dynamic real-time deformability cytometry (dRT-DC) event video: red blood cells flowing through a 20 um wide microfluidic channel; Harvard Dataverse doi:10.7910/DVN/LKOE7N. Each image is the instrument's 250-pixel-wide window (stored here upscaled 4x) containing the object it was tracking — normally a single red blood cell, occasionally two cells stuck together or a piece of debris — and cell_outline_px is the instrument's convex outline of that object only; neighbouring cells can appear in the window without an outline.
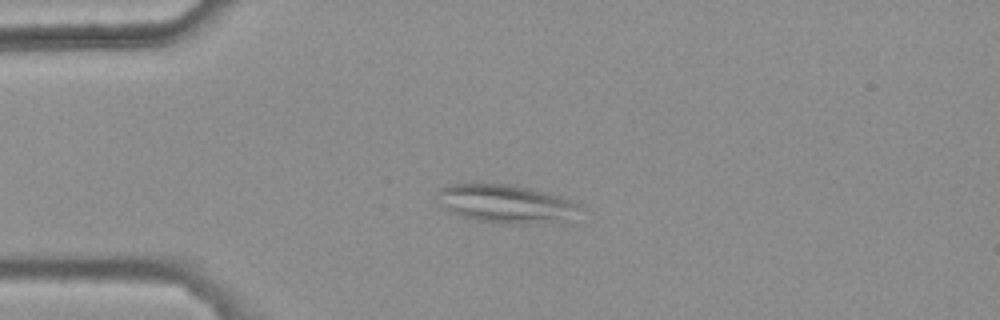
{"species": "common noctule bat (a hibernating species)", "species_latin": "Nyctalus noctula", "temperature_condition": "warm", "stored_images_in_passage": 34, "camera_frame_rate_fps": 3000, "um_per_image_px": 0.085, "animal": {"sex": "female", "body_mass_g": 25.1}, "frame": {"image": 1, "passage_image": 2, "time_ms": 0.333, "image_size_px": [1000, 320], "cell_outline_px": [[584, 208], [564, 224], [508, 224], [476, 220], [452, 212], [440, 204], [436, 200], [436, 192], [440, 188], [452, 184], [508, 184], [528, 188], [544, 192], [572, 200], [580, 204]], "centroid_in_image_um": [43.09, 17.35], "position_along_channel_um": 41.9, "area_um2": 32.31}}
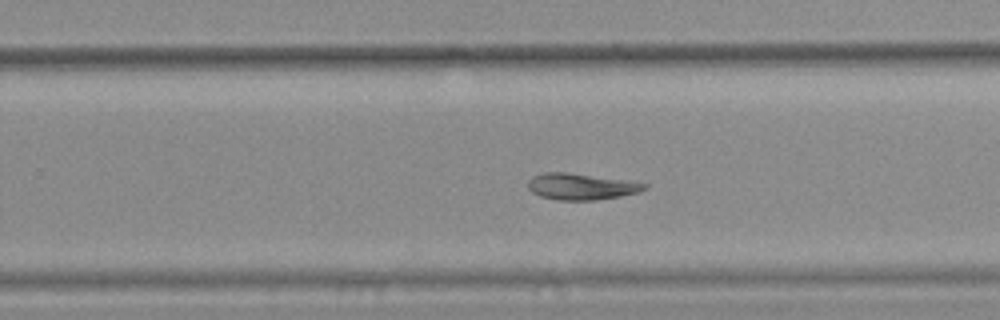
{"frame": {"image": 2, "passage_image": 23, "time_ms": 7.333, "image_size_px": [1000, 320], "cell_outline_px": [[648, 188], [640, 192], [620, 196], [596, 200], [556, 200], [540, 196], [532, 192], [528, 188], [528, 180], [532, 176], [544, 172], [564, 172], [648, 184]], "centroid_in_image_um": [49.35, 15.87], "position_along_channel_um": 280.5, "area_um2": 17.63}}
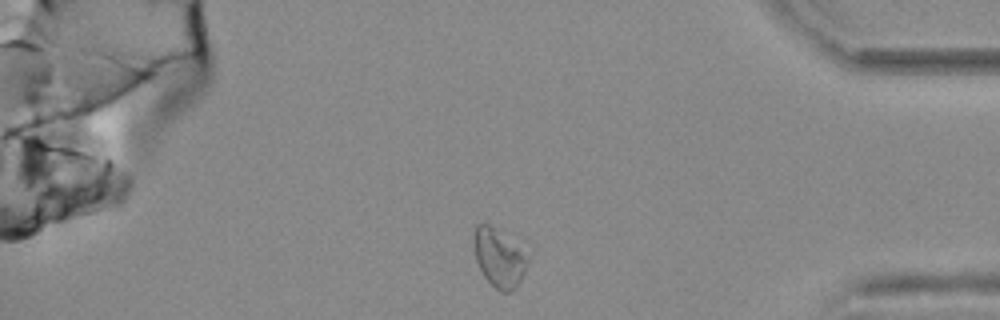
{"frame": {"image": 3, "passage_image": 34, "time_ms": 11.0, "image_size_px": [1000, 320], "cell_outline_px": [[532, 252], [520, 280], [516, 288], [508, 292], [500, 292], [484, 276], [476, 260], [472, 244], [472, 228], [476, 224], [488, 224], [528, 240], [532, 248]], "centroid_in_image_um": [42.54, 21.74], "position_along_channel_um": 392.7, "area_um2": 20.46}}